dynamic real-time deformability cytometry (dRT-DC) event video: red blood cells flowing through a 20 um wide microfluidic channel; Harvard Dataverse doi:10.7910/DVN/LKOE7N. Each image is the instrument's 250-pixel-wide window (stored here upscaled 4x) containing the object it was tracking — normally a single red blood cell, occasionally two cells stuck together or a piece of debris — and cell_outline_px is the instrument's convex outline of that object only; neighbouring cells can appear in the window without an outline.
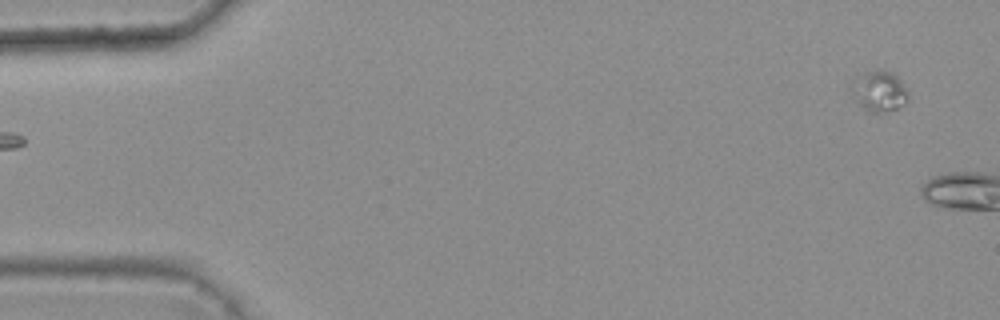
{"species": "common noctule bat (a hibernating species)", "species_latin": "Nyctalus noctula", "temperature_condition": "warm", "stored_images_in_passage": 2, "segment_of_instrument_passage": [2, 2], "camera_frame_rate_fps": 3000, "um_per_image_px": 0.085, "animal": {"sex": "female", "body_mass_g": 25.1}, "frame": {"image": 1, "passage_image": 2, "time_ms": 0.333, "image_size_px": [1000, 320], "cell_outline_px": [[908, 100], [904, 104], [896, 108], [884, 112], [868, 112], [852, 96], [848, 84], [856, 76], [864, 72], [876, 68], [884, 68], [892, 72], [900, 80], [908, 92]], "centroid_in_image_um": [74.68, 7.7], "position_along_channel_um": 10.3, "area_um2": 13.87}}